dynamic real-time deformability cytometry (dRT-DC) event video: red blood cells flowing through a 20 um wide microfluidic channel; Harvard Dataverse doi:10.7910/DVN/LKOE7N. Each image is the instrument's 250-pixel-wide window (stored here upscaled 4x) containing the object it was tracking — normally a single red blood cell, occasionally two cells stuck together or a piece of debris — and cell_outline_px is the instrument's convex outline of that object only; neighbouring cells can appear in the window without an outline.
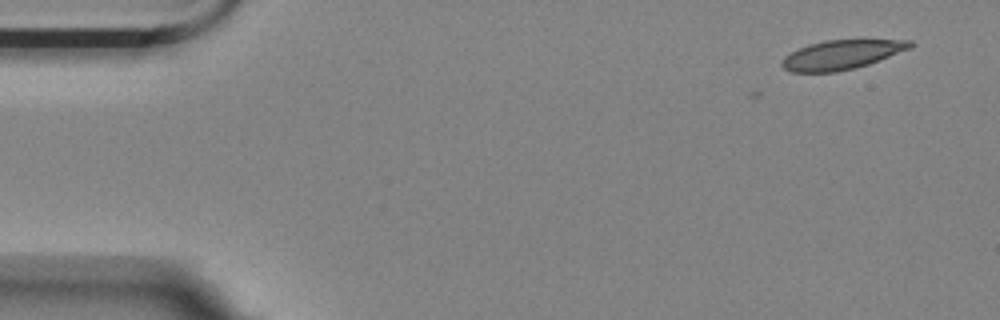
{"species": "Egyptian fruit bat (a non-hibernating species)", "species_latin": "Rousettus aegyptiacus", "temperature_condition": "room temperature", "stored_images_in_passage": 7, "camera_frame_rate_fps": 3000, "um_per_image_px": 0.085, "animal": {"sex": "female"}, "frame": {"image": 1, "passage_image": 7, "time_ms": 2.0, "image_size_px": [1000, 320], "cell_outline_px": [[916, 44], [912, 48], [868, 64], [836, 72], [792, 72], [784, 68], [780, 64], [784, 56], [808, 44], [824, 40], [912, 40]], "centroid_in_image_um": [71.55, 4.64], "position_along_channel_um": 13.4, "area_um2": 21.79}}